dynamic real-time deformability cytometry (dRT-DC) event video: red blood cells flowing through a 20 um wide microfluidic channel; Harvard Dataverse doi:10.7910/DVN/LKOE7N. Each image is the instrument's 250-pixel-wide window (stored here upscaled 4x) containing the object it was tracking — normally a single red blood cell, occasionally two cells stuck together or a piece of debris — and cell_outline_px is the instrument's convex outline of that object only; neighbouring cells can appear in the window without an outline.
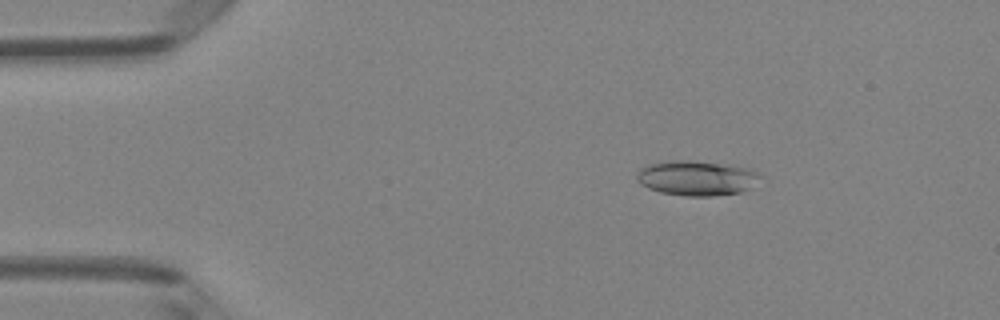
{"species": "Egyptian fruit bat (a non-hibernating species)", "species_latin": "Rousettus aegyptiacus", "temperature_condition": "room temperature", "stored_images_in_passage": 4, "camera_frame_rate_fps": 3000, "um_per_image_px": 0.085, "animal": {"sex": "female"}, "frame": {"image": 1, "passage_image": 2, "time_ms": 1.333, "image_size_px": [1000, 320], "cell_outline_px": [[760, 176], [752, 188], [740, 192], [712, 196], [684, 196], [660, 192], [648, 188], [640, 184], [636, 180], [636, 176], [640, 168], [652, 164], [668, 160], [688, 160], [728, 164], [748, 168], [760, 172]], "centroid_in_image_um": [59.22, 15.13], "position_along_channel_um": 25.8, "area_um2": 25.26}}
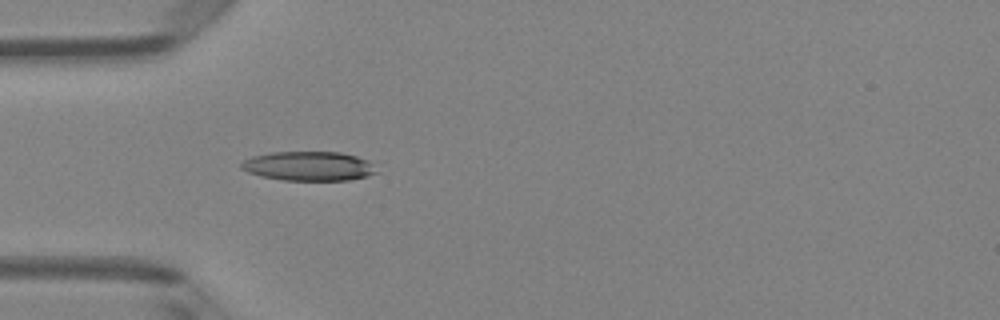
{"frame": {"image": 2, "passage_image": 4, "time_ms": 3.667, "image_size_px": [1000, 320], "cell_outline_px": [[380, 172], [368, 176], [348, 180], [284, 180], [260, 176], [248, 172], [240, 168], [240, 164], [244, 160], [252, 156], [272, 152], [340, 152], [356, 156], [368, 160]], "centroid_in_image_um": [26.26, 14.12], "position_along_channel_um": 58.7, "area_um2": 23.18}}